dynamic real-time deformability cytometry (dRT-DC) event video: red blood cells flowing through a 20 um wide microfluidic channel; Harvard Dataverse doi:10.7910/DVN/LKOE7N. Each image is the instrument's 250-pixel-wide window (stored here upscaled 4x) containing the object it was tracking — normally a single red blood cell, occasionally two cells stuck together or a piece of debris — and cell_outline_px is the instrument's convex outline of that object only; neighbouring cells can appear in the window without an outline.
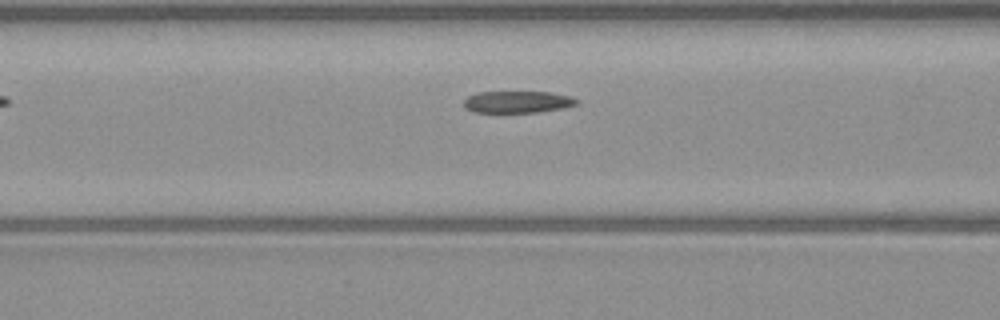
{"species": "common noctule bat (a hibernating species)", "species_latin": "Nyctalus noctula", "temperature_condition": "warm", "stored_images_in_passage": 5, "camera_frame_rate_fps": 3000, "um_per_image_px": 0.085, "animal": {"sex": "male", "body_mass_g": 23.1, "forearm_length_mm": 52.7}, "frame": {"image": 1, "passage_image": 4, "time_ms": 3.667, "image_size_px": [1000, 320], "cell_outline_px": [[580, 100], [576, 104], [560, 108], [536, 112], [472, 112], [464, 108], [464, 100], [468, 96], [476, 92], [548, 92], [572, 96]], "centroid_in_image_um": [43.95, 8.65], "position_along_channel_um": 122.6, "area_um2": 14.33}}
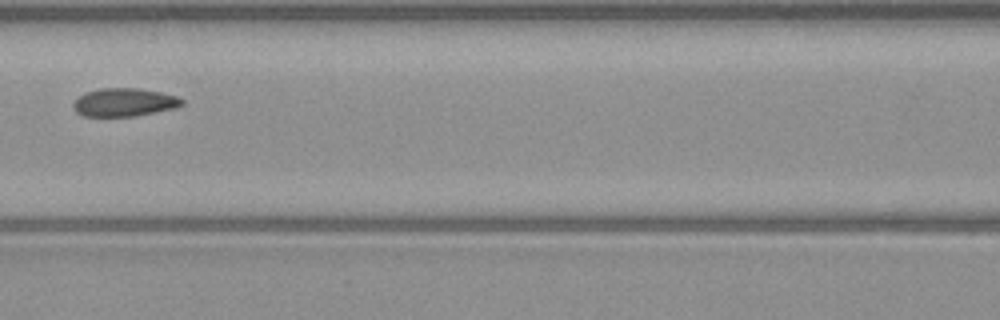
{"frame": {"image": 2, "passage_image": 5, "time_ms": 5.667, "image_size_px": [1000, 320], "cell_outline_px": [[184, 104], [176, 108], [136, 116], [84, 116], [76, 112], [72, 108], [72, 104], [80, 96], [88, 92], [100, 88], [140, 88], [160, 92], [176, 96], [184, 100]], "centroid_in_image_um": [10.58, 8.7], "position_along_channel_um": 156.0, "area_um2": 17.86}}